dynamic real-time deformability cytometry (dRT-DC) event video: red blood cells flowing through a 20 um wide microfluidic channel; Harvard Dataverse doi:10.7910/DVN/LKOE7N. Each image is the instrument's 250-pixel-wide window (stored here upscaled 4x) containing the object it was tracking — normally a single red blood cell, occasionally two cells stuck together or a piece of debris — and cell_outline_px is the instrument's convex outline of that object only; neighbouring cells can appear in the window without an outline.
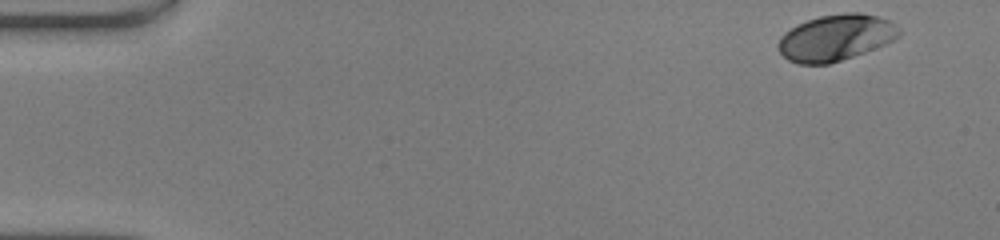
{"species": "human", "species_latin": "Homo sapiens", "temperature_condition": "warm", "stored_images_in_passage": 48, "camera_frame_rate_fps": 3000, "um_per_image_px": 0.085, "donor": {"sex": "male"}, "frame": {"image": 1, "passage_image": 1, "time_ms": 0.0, "image_size_px": [1000, 240], "cell_outline_px": [[900, 36], [884, 44], [864, 52], [828, 64], [796, 64], [788, 60], [780, 52], [776, 44], [780, 36], [784, 32], [796, 24], [820, 16], [844, 12], [860, 12], [876, 16], [888, 20], [900, 28]], "centroid_in_image_um": [71.0, 3.19], "position_along_channel_um": 14.0, "area_um2": 32.54}}
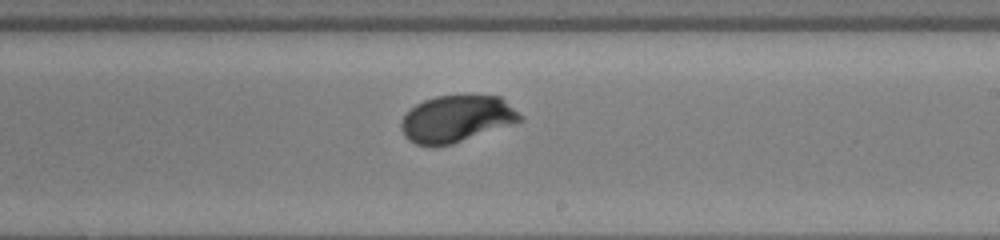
{"frame": {"image": 2, "passage_image": 28, "time_ms": 9.0, "image_size_px": [1000, 240], "cell_outline_px": [[524, 120], [452, 144], [432, 148], [416, 144], [408, 140], [404, 136], [400, 128], [400, 120], [416, 104], [424, 100], [436, 96], [500, 96], [524, 116]], "centroid_in_image_um": [38.78, 10.12], "position_along_channel_um": 250.2, "area_um2": 32.54}}
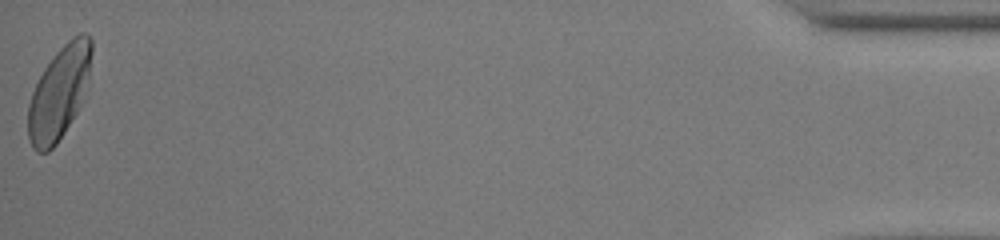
{"frame": {"image": 3, "passage_image": 48, "time_ms": 15.667, "image_size_px": [1000, 240], "cell_outline_px": [[92, 52], [88, 72], [76, 112], [64, 132], [56, 144], [48, 152], [36, 152], [32, 148], [28, 136], [28, 104], [32, 92], [44, 68], [56, 52], [72, 36], [80, 32], [84, 32], [92, 40]], "centroid_in_image_um": [4.98, 7.88], "position_along_channel_um": 430.2, "area_um2": 33.47}, "authors_computed_cell_mechanics": {"area_um2": 32.368, "velocity_mm_per_s": 4.1243, "shape_relaxation_time_tau1_ms": 2.1343, "shape_relaxation_time_tau2_ms": null, "deformation_change_tau1": 0.1549, "deformation_change_tau2": null}}